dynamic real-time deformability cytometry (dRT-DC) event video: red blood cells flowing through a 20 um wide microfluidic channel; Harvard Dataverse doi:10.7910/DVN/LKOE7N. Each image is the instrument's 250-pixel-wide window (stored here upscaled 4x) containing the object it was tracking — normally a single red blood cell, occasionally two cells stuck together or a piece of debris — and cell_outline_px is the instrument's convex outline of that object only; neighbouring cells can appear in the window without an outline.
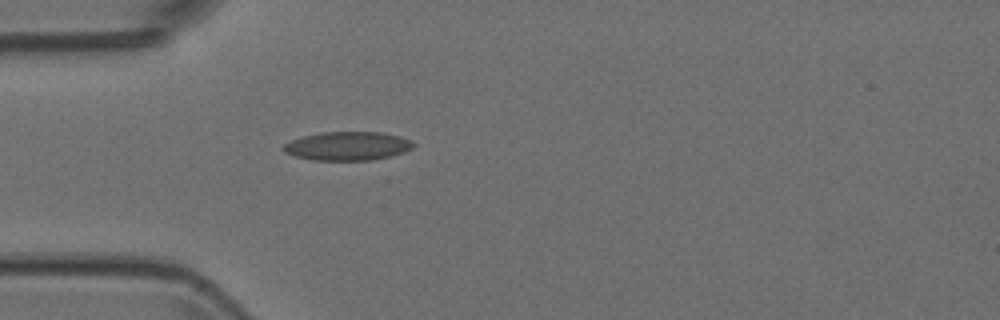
{"species": "Egyptian fruit bat (a non-hibernating species)", "species_latin": "Rousettus aegyptiacus", "temperature_condition": "room temperature", "stored_images_in_passage": 1, "camera_frame_rate_fps": 3000, "um_per_image_px": 0.085, "animal": {"sex": "female"}, "frame": {"image": 1, "passage_image": 1, "time_ms": 0.0, "image_size_px": [1000, 320], "cell_outline_px": [[416, 144], [412, 148], [404, 152], [372, 160], [312, 160], [296, 156], [284, 152], [280, 148], [284, 144], [292, 140], [304, 136], [320, 132], [380, 132], [400, 136], [412, 140]], "centroid_in_image_um": [29.55, 12.41], "position_along_channel_um": 55.5, "area_um2": 21.73}}